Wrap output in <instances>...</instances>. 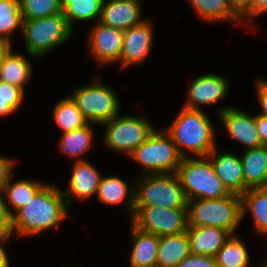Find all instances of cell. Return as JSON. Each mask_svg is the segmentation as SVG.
<instances>
[{"label":"cell","mask_w":267,"mask_h":267,"mask_svg":"<svg viewBox=\"0 0 267 267\" xmlns=\"http://www.w3.org/2000/svg\"><path fill=\"white\" fill-rule=\"evenodd\" d=\"M44 185L28 203L12 215L11 231L17 237L42 233L67 218L68 207L62 190Z\"/></svg>","instance_id":"obj_1"},{"label":"cell","mask_w":267,"mask_h":267,"mask_svg":"<svg viewBox=\"0 0 267 267\" xmlns=\"http://www.w3.org/2000/svg\"><path fill=\"white\" fill-rule=\"evenodd\" d=\"M204 111L182 107L178 116L165 130L182 157L187 151L194 157L207 156L215 147V131ZM187 150V151H186Z\"/></svg>","instance_id":"obj_2"},{"label":"cell","mask_w":267,"mask_h":267,"mask_svg":"<svg viewBox=\"0 0 267 267\" xmlns=\"http://www.w3.org/2000/svg\"><path fill=\"white\" fill-rule=\"evenodd\" d=\"M188 227L222 228L231 235L242 221V197L231 193L216 199H193L187 201Z\"/></svg>","instance_id":"obj_3"},{"label":"cell","mask_w":267,"mask_h":267,"mask_svg":"<svg viewBox=\"0 0 267 267\" xmlns=\"http://www.w3.org/2000/svg\"><path fill=\"white\" fill-rule=\"evenodd\" d=\"M176 175L182 185L187 201L193 199H216L231 192L216 175L208 156L182 157Z\"/></svg>","instance_id":"obj_4"},{"label":"cell","mask_w":267,"mask_h":267,"mask_svg":"<svg viewBox=\"0 0 267 267\" xmlns=\"http://www.w3.org/2000/svg\"><path fill=\"white\" fill-rule=\"evenodd\" d=\"M134 186V207L187 208V199L176 173L140 175Z\"/></svg>","instance_id":"obj_5"},{"label":"cell","mask_w":267,"mask_h":267,"mask_svg":"<svg viewBox=\"0 0 267 267\" xmlns=\"http://www.w3.org/2000/svg\"><path fill=\"white\" fill-rule=\"evenodd\" d=\"M21 32L26 52L31 57H42L56 46L65 44L73 30L63 12L40 19L23 20Z\"/></svg>","instance_id":"obj_6"},{"label":"cell","mask_w":267,"mask_h":267,"mask_svg":"<svg viewBox=\"0 0 267 267\" xmlns=\"http://www.w3.org/2000/svg\"><path fill=\"white\" fill-rule=\"evenodd\" d=\"M129 156L145 168L143 175L176 173L182 159L172 137L156 129Z\"/></svg>","instance_id":"obj_7"},{"label":"cell","mask_w":267,"mask_h":267,"mask_svg":"<svg viewBox=\"0 0 267 267\" xmlns=\"http://www.w3.org/2000/svg\"><path fill=\"white\" fill-rule=\"evenodd\" d=\"M96 78L92 84L75 89L70 97L88 123L102 125L119 114L120 104L115 91Z\"/></svg>","instance_id":"obj_8"},{"label":"cell","mask_w":267,"mask_h":267,"mask_svg":"<svg viewBox=\"0 0 267 267\" xmlns=\"http://www.w3.org/2000/svg\"><path fill=\"white\" fill-rule=\"evenodd\" d=\"M102 125H107L104 134V144L109 149L130 155L155 127L150 121L136 116H115Z\"/></svg>","instance_id":"obj_9"},{"label":"cell","mask_w":267,"mask_h":267,"mask_svg":"<svg viewBox=\"0 0 267 267\" xmlns=\"http://www.w3.org/2000/svg\"><path fill=\"white\" fill-rule=\"evenodd\" d=\"M132 224L157 236L179 234L188 229L187 208L134 207Z\"/></svg>","instance_id":"obj_10"},{"label":"cell","mask_w":267,"mask_h":267,"mask_svg":"<svg viewBox=\"0 0 267 267\" xmlns=\"http://www.w3.org/2000/svg\"><path fill=\"white\" fill-rule=\"evenodd\" d=\"M154 33L150 20L123 31V43L120 55L121 68L144 62L149 55Z\"/></svg>","instance_id":"obj_11"},{"label":"cell","mask_w":267,"mask_h":267,"mask_svg":"<svg viewBox=\"0 0 267 267\" xmlns=\"http://www.w3.org/2000/svg\"><path fill=\"white\" fill-rule=\"evenodd\" d=\"M228 136L246 146L245 150L262 146L257 131L256 115L251 116L235 107H223L218 111Z\"/></svg>","instance_id":"obj_12"},{"label":"cell","mask_w":267,"mask_h":267,"mask_svg":"<svg viewBox=\"0 0 267 267\" xmlns=\"http://www.w3.org/2000/svg\"><path fill=\"white\" fill-rule=\"evenodd\" d=\"M122 43V30L106 26L98 21L90 33L88 51L99 64L119 62Z\"/></svg>","instance_id":"obj_13"},{"label":"cell","mask_w":267,"mask_h":267,"mask_svg":"<svg viewBox=\"0 0 267 267\" xmlns=\"http://www.w3.org/2000/svg\"><path fill=\"white\" fill-rule=\"evenodd\" d=\"M228 81L217 74H204L195 78L188 89V100L183 107L201 110V106L217 103L226 98ZM201 105V106H199Z\"/></svg>","instance_id":"obj_14"},{"label":"cell","mask_w":267,"mask_h":267,"mask_svg":"<svg viewBox=\"0 0 267 267\" xmlns=\"http://www.w3.org/2000/svg\"><path fill=\"white\" fill-rule=\"evenodd\" d=\"M139 0H103L101 17L102 24L125 31L142 23V9Z\"/></svg>","instance_id":"obj_15"},{"label":"cell","mask_w":267,"mask_h":267,"mask_svg":"<svg viewBox=\"0 0 267 267\" xmlns=\"http://www.w3.org/2000/svg\"><path fill=\"white\" fill-rule=\"evenodd\" d=\"M101 177L102 175L97 168L88 160L75 161L71 178L68 181L69 185L66 191H62L65 198H68L66 199L67 206L75 197L84 200L96 195Z\"/></svg>","instance_id":"obj_16"},{"label":"cell","mask_w":267,"mask_h":267,"mask_svg":"<svg viewBox=\"0 0 267 267\" xmlns=\"http://www.w3.org/2000/svg\"><path fill=\"white\" fill-rule=\"evenodd\" d=\"M217 146L207 155L216 175L231 193H245V181L241 158L231 152H219ZM219 152V153H218Z\"/></svg>","instance_id":"obj_17"},{"label":"cell","mask_w":267,"mask_h":267,"mask_svg":"<svg viewBox=\"0 0 267 267\" xmlns=\"http://www.w3.org/2000/svg\"><path fill=\"white\" fill-rule=\"evenodd\" d=\"M241 158L245 192L267 188V145L247 149Z\"/></svg>","instance_id":"obj_18"},{"label":"cell","mask_w":267,"mask_h":267,"mask_svg":"<svg viewBox=\"0 0 267 267\" xmlns=\"http://www.w3.org/2000/svg\"><path fill=\"white\" fill-rule=\"evenodd\" d=\"M191 254L215 257L231 234L222 228L188 227Z\"/></svg>","instance_id":"obj_19"},{"label":"cell","mask_w":267,"mask_h":267,"mask_svg":"<svg viewBox=\"0 0 267 267\" xmlns=\"http://www.w3.org/2000/svg\"><path fill=\"white\" fill-rule=\"evenodd\" d=\"M131 227L130 267H157L159 236L144 232L133 224Z\"/></svg>","instance_id":"obj_20"},{"label":"cell","mask_w":267,"mask_h":267,"mask_svg":"<svg viewBox=\"0 0 267 267\" xmlns=\"http://www.w3.org/2000/svg\"><path fill=\"white\" fill-rule=\"evenodd\" d=\"M191 254L187 231L159 237L157 267H176Z\"/></svg>","instance_id":"obj_21"},{"label":"cell","mask_w":267,"mask_h":267,"mask_svg":"<svg viewBox=\"0 0 267 267\" xmlns=\"http://www.w3.org/2000/svg\"><path fill=\"white\" fill-rule=\"evenodd\" d=\"M97 197L106 205H116L127 201L128 210L133 217L135 206V186L115 176L101 177L97 191Z\"/></svg>","instance_id":"obj_22"},{"label":"cell","mask_w":267,"mask_h":267,"mask_svg":"<svg viewBox=\"0 0 267 267\" xmlns=\"http://www.w3.org/2000/svg\"><path fill=\"white\" fill-rule=\"evenodd\" d=\"M31 74L32 67L28 59L22 54L13 53L12 49L0 65V81L18 86L23 90L30 80Z\"/></svg>","instance_id":"obj_23"},{"label":"cell","mask_w":267,"mask_h":267,"mask_svg":"<svg viewBox=\"0 0 267 267\" xmlns=\"http://www.w3.org/2000/svg\"><path fill=\"white\" fill-rule=\"evenodd\" d=\"M241 197L242 218L250 213L255 231L267 235V188L249 189Z\"/></svg>","instance_id":"obj_24"},{"label":"cell","mask_w":267,"mask_h":267,"mask_svg":"<svg viewBox=\"0 0 267 267\" xmlns=\"http://www.w3.org/2000/svg\"><path fill=\"white\" fill-rule=\"evenodd\" d=\"M90 125V123H87L85 126L62 133L59 143L60 151L69 157L76 158V161L86 160L81 158V155L90 150L93 144L94 130Z\"/></svg>","instance_id":"obj_25"},{"label":"cell","mask_w":267,"mask_h":267,"mask_svg":"<svg viewBox=\"0 0 267 267\" xmlns=\"http://www.w3.org/2000/svg\"><path fill=\"white\" fill-rule=\"evenodd\" d=\"M196 14L208 22L232 20L237 24L242 19L232 10L229 0H189Z\"/></svg>","instance_id":"obj_26"},{"label":"cell","mask_w":267,"mask_h":267,"mask_svg":"<svg viewBox=\"0 0 267 267\" xmlns=\"http://www.w3.org/2000/svg\"><path fill=\"white\" fill-rule=\"evenodd\" d=\"M13 176L8 181L3 189V194H6L5 200H8L13 208L10 209V214L13 215L21 207L25 206L37 192L45 185L36 180L20 179L11 183ZM14 211V212H13Z\"/></svg>","instance_id":"obj_27"},{"label":"cell","mask_w":267,"mask_h":267,"mask_svg":"<svg viewBox=\"0 0 267 267\" xmlns=\"http://www.w3.org/2000/svg\"><path fill=\"white\" fill-rule=\"evenodd\" d=\"M103 0H61V7L64 16L71 29L75 20L90 21L101 17Z\"/></svg>","instance_id":"obj_28"},{"label":"cell","mask_w":267,"mask_h":267,"mask_svg":"<svg viewBox=\"0 0 267 267\" xmlns=\"http://www.w3.org/2000/svg\"><path fill=\"white\" fill-rule=\"evenodd\" d=\"M215 259L216 267H248L250 262L246 245L236 235H231Z\"/></svg>","instance_id":"obj_29"},{"label":"cell","mask_w":267,"mask_h":267,"mask_svg":"<svg viewBox=\"0 0 267 267\" xmlns=\"http://www.w3.org/2000/svg\"><path fill=\"white\" fill-rule=\"evenodd\" d=\"M53 118L63 133L70 132L88 123L71 97L55 103Z\"/></svg>","instance_id":"obj_30"},{"label":"cell","mask_w":267,"mask_h":267,"mask_svg":"<svg viewBox=\"0 0 267 267\" xmlns=\"http://www.w3.org/2000/svg\"><path fill=\"white\" fill-rule=\"evenodd\" d=\"M20 0H0V39L11 42L12 33L22 28Z\"/></svg>","instance_id":"obj_31"},{"label":"cell","mask_w":267,"mask_h":267,"mask_svg":"<svg viewBox=\"0 0 267 267\" xmlns=\"http://www.w3.org/2000/svg\"><path fill=\"white\" fill-rule=\"evenodd\" d=\"M22 20L40 19L62 12L61 0H20Z\"/></svg>","instance_id":"obj_32"},{"label":"cell","mask_w":267,"mask_h":267,"mask_svg":"<svg viewBox=\"0 0 267 267\" xmlns=\"http://www.w3.org/2000/svg\"><path fill=\"white\" fill-rule=\"evenodd\" d=\"M25 90L0 81V117L15 113L24 100Z\"/></svg>","instance_id":"obj_33"},{"label":"cell","mask_w":267,"mask_h":267,"mask_svg":"<svg viewBox=\"0 0 267 267\" xmlns=\"http://www.w3.org/2000/svg\"><path fill=\"white\" fill-rule=\"evenodd\" d=\"M176 267H216V259L208 255L190 254Z\"/></svg>","instance_id":"obj_34"},{"label":"cell","mask_w":267,"mask_h":267,"mask_svg":"<svg viewBox=\"0 0 267 267\" xmlns=\"http://www.w3.org/2000/svg\"><path fill=\"white\" fill-rule=\"evenodd\" d=\"M252 2L253 0H229L232 10L242 19V23L248 26L247 22H252ZM245 17V18H244ZM251 19V21L249 19ZM247 19V22L245 21Z\"/></svg>","instance_id":"obj_35"},{"label":"cell","mask_w":267,"mask_h":267,"mask_svg":"<svg viewBox=\"0 0 267 267\" xmlns=\"http://www.w3.org/2000/svg\"><path fill=\"white\" fill-rule=\"evenodd\" d=\"M16 161L0 155V190H3L5 185L13 176L12 170Z\"/></svg>","instance_id":"obj_36"},{"label":"cell","mask_w":267,"mask_h":267,"mask_svg":"<svg viewBox=\"0 0 267 267\" xmlns=\"http://www.w3.org/2000/svg\"><path fill=\"white\" fill-rule=\"evenodd\" d=\"M256 87L258 102L262 107V112L259 114L267 116V81L257 79Z\"/></svg>","instance_id":"obj_37"},{"label":"cell","mask_w":267,"mask_h":267,"mask_svg":"<svg viewBox=\"0 0 267 267\" xmlns=\"http://www.w3.org/2000/svg\"><path fill=\"white\" fill-rule=\"evenodd\" d=\"M256 126L263 145H267V116L256 115Z\"/></svg>","instance_id":"obj_38"},{"label":"cell","mask_w":267,"mask_h":267,"mask_svg":"<svg viewBox=\"0 0 267 267\" xmlns=\"http://www.w3.org/2000/svg\"><path fill=\"white\" fill-rule=\"evenodd\" d=\"M3 190H0V194ZM10 207L5 199L0 195V222H12V215L10 214Z\"/></svg>","instance_id":"obj_39"},{"label":"cell","mask_w":267,"mask_h":267,"mask_svg":"<svg viewBox=\"0 0 267 267\" xmlns=\"http://www.w3.org/2000/svg\"><path fill=\"white\" fill-rule=\"evenodd\" d=\"M267 12V0H253L252 18Z\"/></svg>","instance_id":"obj_40"},{"label":"cell","mask_w":267,"mask_h":267,"mask_svg":"<svg viewBox=\"0 0 267 267\" xmlns=\"http://www.w3.org/2000/svg\"><path fill=\"white\" fill-rule=\"evenodd\" d=\"M11 223L12 222H0V240L10 239V236L13 235Z\"/></svg>","instance_id":"obj_41"},{"label":"cell","mask_w":267,"mask_h":267,"mask_svg":"<svg viewBox=\"0 0 267 267\" xmlns=\"http://www.w3.org/2000/svg\"><path fill=\"white\" fill-rule=\"evenodd\" d=\"M12 43L7 40L0 39V65L3 63L5 56L12 49Z\"/></svg>","instance_id":"obj_42"},{"label":"cell","mask_w":267,"mask_h":267,"mask_svg":"<svg viewBox=\"0 0 267 267\" xmlns=\"http://www.w3.org/2000/svg\"><path fill=\"white\" fill-rule=\"evenodd\" d=\"M7 240H0V267H9V260L7 256V252L5 251V248L3 247L2 243Z\"/></svg>","instance_id":"obj_43"},{"label":"cell","mask_w":267,"mask_h":267,"mask_svg":"<svg viewBox=\"0 0 267 267\" xmlns=\"http://www.w3.org/2000/svg\"><path fill=\"white\" fill-rule=\"evenodd\" d=\"M267 261V259H265ZM265 261V263L263 264V266L261 267H267V262Z\"/></svg>","instance_id":"obj_44"}]
</instances>
